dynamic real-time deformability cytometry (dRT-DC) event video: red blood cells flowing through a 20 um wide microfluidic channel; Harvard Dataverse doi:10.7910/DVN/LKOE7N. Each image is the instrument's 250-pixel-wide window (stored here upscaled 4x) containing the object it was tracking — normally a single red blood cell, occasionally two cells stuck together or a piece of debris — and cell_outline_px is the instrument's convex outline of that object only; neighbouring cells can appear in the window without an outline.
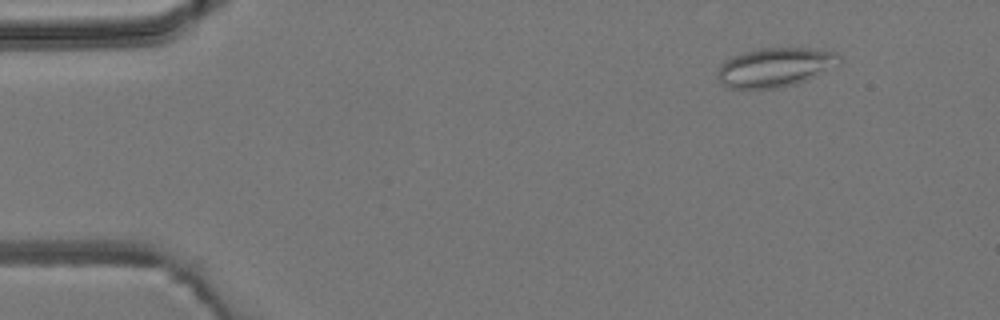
{"species": "common noctule bat (a hibernating species)", "species_latin": "Nyctalus noctula", "temperature_condition": "room temperature", "stored_images_in_passage": 5, "camera_frame_rate_fps": 3000, "um_per_image_px": 0.085, "animal": {"sex": "male", "body_mass_g": 19.2, "forearm_length_mm": 51.8}, "frame": {"image": 1, "passage_image": 2, "time_ms": 1.0, "image_size_px": [1000, 320], "cell_outline_px": [[840, 64], [808, 80], [796, 84], [780, 88], [724, 88], [716, 76], [716, 72], [720, 64], [724, 60], [732, 56], [744, 52], [760, 48], [808, 48], [836, 52], [840, 56]], "centroid_in_image_um": [65.86, 5.73], "position_along_channel_um": 19.1, "area_um2": 28.15}}